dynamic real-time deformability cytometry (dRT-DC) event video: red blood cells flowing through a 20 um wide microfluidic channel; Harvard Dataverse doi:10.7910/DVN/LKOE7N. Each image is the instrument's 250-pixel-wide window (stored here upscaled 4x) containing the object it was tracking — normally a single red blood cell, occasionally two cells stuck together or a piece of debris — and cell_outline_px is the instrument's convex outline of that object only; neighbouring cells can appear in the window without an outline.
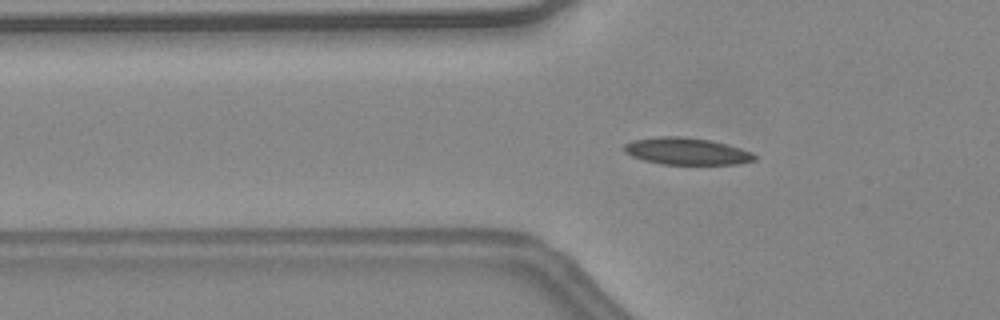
{"species": "common noctule bat (a hibernating species)", "species_latin": "Nyctalus noctula", "temperature_condition": "warm", "stored_images_in_passage": 41, "camera_frame_rate_fps": 3000, "um_per_image_px": 0.085, "animal": {"sex": "female", "body_mass_g": 24.6, "forearm_length_mm": 56.2}, "frame": {"image": 1, "passage_image": 12, "time_ms": 3.667, "image_size_px": [1000, 320], "cell_outline_px": [[756, 160], [736, 164], [660, 164], [644, 160], [632, 156], [624, 152], [624, 144], [632, 140], [656, 136], [680, 136], [712, 140], [740, 148], [752, 152], [756, 156]], "centroid_in_image_um": [58.34, 12.85], "position_along_channel_um": 67.5, "area_um2": 20.58}, "authors_computed_cell_mechanics": {"area_um2": 19.4208, "velocity_mm_per_s": 4.5552, "shape_relaxation_time_tau1_ms": 10.1568, "shape_relaxation_time_tau2_ms": 1.3588, "deformation_change_tau1": 0.2483, "deformation_change_tau2": 0.0507}}